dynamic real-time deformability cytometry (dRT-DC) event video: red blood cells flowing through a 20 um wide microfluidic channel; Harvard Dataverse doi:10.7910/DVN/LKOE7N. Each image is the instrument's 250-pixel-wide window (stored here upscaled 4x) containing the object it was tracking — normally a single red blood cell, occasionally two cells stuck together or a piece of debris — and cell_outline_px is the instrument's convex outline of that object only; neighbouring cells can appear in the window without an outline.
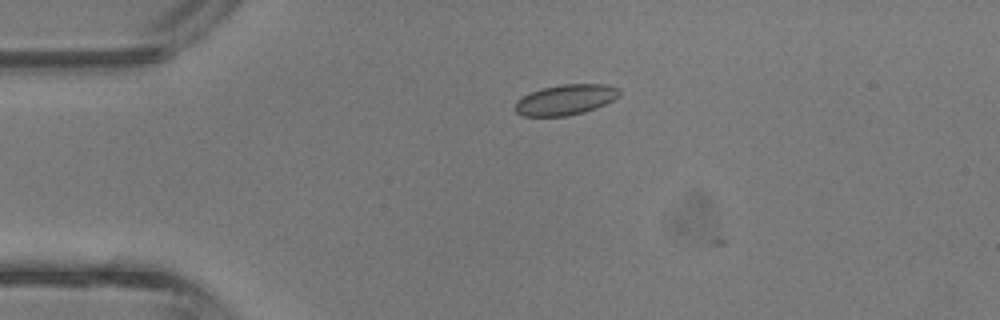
{"species": "common noctule bat (a hibernating species)", "species_latin": "Nyctalus noctula", "temperature_condition": "room temperature", "stored_images_in_passage": 4, "camera_frame_rate_fps": 3000, "um_per_image_px": 0.085, "animal": {"sex": "male", "body_mass_g": 13.3}, "frame": {"image": 1, "passage_image": 3, "time_ms": 0.667, "image_size_px": [1000, 320], "cell_outline_px": [[620, 96], [596, 108], [584, 112], [568, 116], [524, 116], [516, 112], [516, 100], [532, 92], [544, 88], [560, 84], [604, 84], [620, 88]], "centroid_in_image_um": [48.1, 8.47], "position_along_channel_um": 36.9, "area_um2": 18.38}}